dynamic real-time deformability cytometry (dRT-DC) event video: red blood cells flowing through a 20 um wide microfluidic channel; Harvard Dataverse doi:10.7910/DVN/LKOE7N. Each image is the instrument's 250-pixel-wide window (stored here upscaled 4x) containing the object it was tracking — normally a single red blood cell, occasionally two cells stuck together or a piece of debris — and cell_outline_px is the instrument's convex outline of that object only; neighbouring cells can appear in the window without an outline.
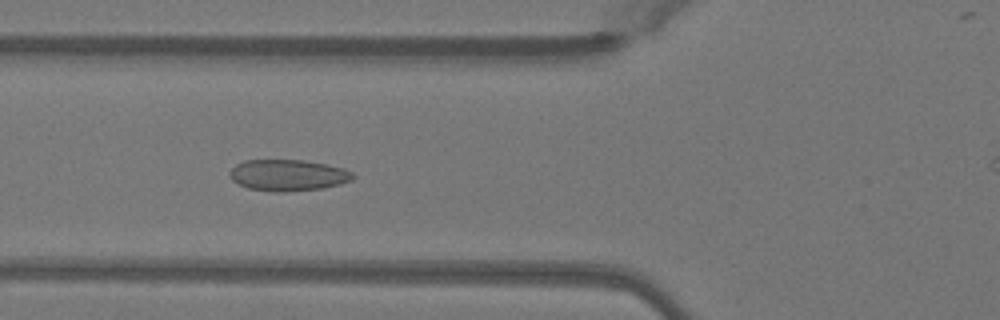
{"species": "Egyptian fruit bat (a non-hibernating species)", "species_latin": "Rousettus aegyptiacus", "temperature_condition": "warm", "stored_images_in_passage": 50, "camera_frame_rate_fps": 3000, "um_per_image_px": 0.085, "animal": {"sex": "female"}, "frame": {"image": 1, "passage_image": 18, "time_ms": 5.667, "image_size_px": [1000, 320], "cell_outline_px": [[356, 176], [352, 180], [340, 184], [320, 188], [280, 192], [272, 192], [248, 188], [232, 180], [228, 176], [228, 172], [236, 164], [244, 160], [300, 160], [324, 164], [340, 168], [352, 172]], "centroid_in_image_um": [24.43, 14.89], "position_along_channel_um": 101.4, "area_um2": 22.31}}
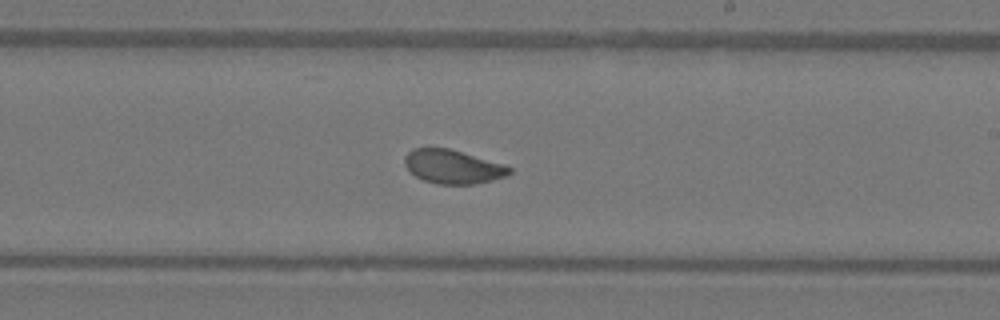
{"frame": {"image": 2, "passage_image": 29, "time_ms": 9.333, "image_size_px": [1000, 320], "cell_outline_px": [[512, 172], [504, 176], [492, 180], [472, 184], [436, 184], [424, 180], [416, 176], [404, 164], [404, 156], [412, 148], [448, 148], [504, 164], [512, 168]], "centroid_in_image_um": [38.48, 14.16], "position_along_channel_um": 250.5, "area_um2": 20.46}}
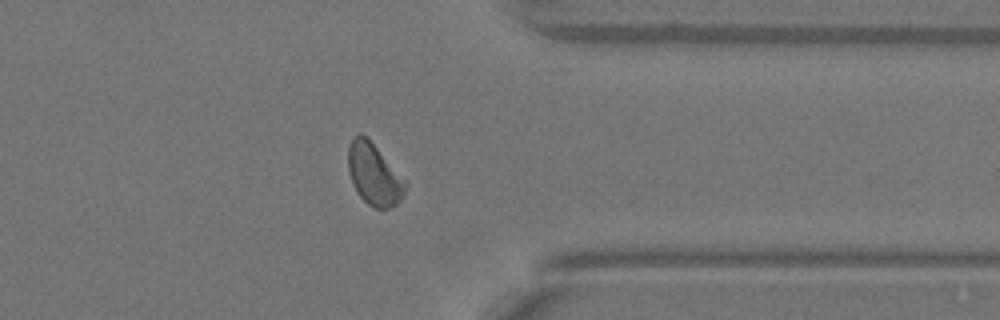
{"frame": {"image": 3, "passage_image": 39, "time_ms": 12.667, "image_size_px": [1000, 320], "cell_outline_px": [[408, 184], [404, 196], [396, 204], [388, 208], [376, 208], [368, 204], [356, 192], [352, 184], [348, 172], [348, 148], [352, 136], [360, 132], [408, 180]], "centroid_in_image_um": [31.81, 14.84], "position_along_channel_um": 379.6, "area_um2": 20.69}, "authors_computed_cell_mechanics": {"area_um2": 21.386, "velocity_mm_per_s": 4.0747, "shape_relaxation_time_tau1_ms": 7.6446, "shape_relaxation_time_tau2_ms": 0.6427, "deformation_change_tau1": 0.1548, "deformation_change_tau2": 0.0599}}